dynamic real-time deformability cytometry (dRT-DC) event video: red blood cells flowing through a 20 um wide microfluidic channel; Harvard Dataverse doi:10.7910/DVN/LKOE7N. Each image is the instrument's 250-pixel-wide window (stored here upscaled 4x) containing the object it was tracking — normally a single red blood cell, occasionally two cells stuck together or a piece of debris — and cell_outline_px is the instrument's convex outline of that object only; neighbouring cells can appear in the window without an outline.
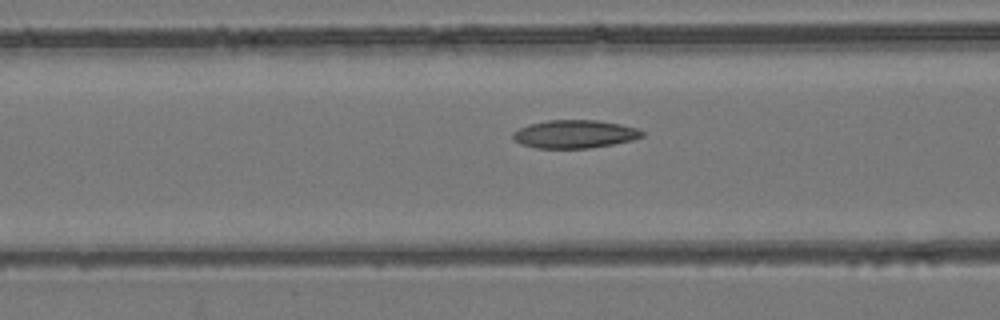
{"species": "common noctule bat (a hibernating species)", "species_latin": "Nyctalus noctula", "temperature_condition": "room temperature", "stored_images_in_passage": 42, "camera_frame_rate_fps": 3000, "um_per_image_px": 0.085, "animal": {"sex": "female", "body_mass_g": 24.6, "forearm_length_mm": 56.2}, "frame": {"image": 1, "passage_image": 10, "time_ms": 3.0, "image_size_px": [1000, 320], "cell_outline_px": [[644, 136], [632, 140], [612, 144], [588, 148], [536, 148], [520, 144], [512, 140], [512, 132], [528, 124], [548, 120], [596, 120], [620, 124], [636, 128], [644, 132]], "centroid_in_image_um": [48.8, 11.4], "position_along_channel_um": 117.8, "area_um2": 21.21}}
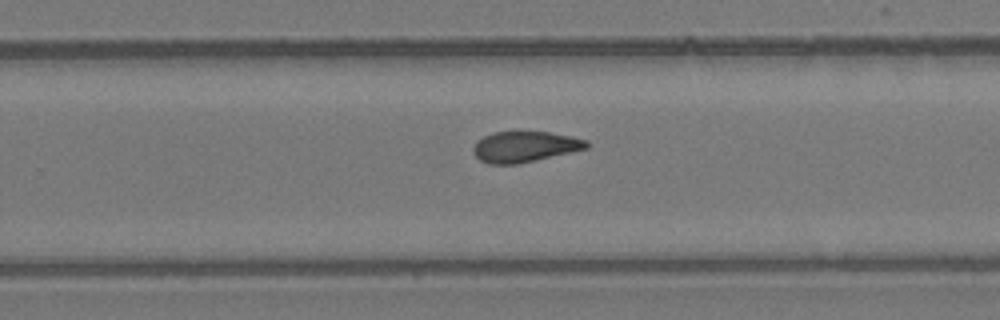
{"frame": {"image": 2, "passage_image": 23, "time_ms": 7.333, "image_size_px": [1000, 320], "cell_outline_px": [[588, 148], [516, 164], [488, 164], [480, 160], [472, 152], [472, 148], [484, 136], [492, 132], [548, 132], [572, 136], [588, 140]], "centroid_in_image_um": [44.6, 12.47], "position_along_channel_um": 285.2, "area_um2": 20.06}}
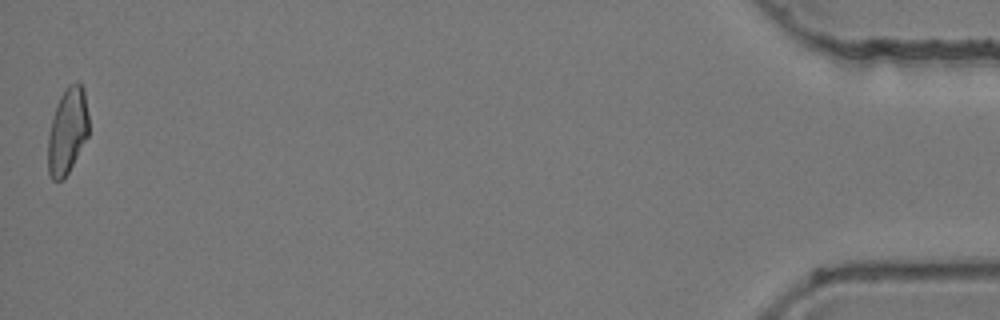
{"frame": {"image": 3, "passage_image": 42, "time_ms": 13.667, "image_size_px": [1000, 320], "cell_outline_px": [[88, 136], [68, 172], [60, 180], [52, 180], [48, 172], [48, 136], [52, 120], [60, 96], [68, 84], [76, 80], [84, 88], [88, 116]], "centroid_in_image_um": [5.74, 11.1], "position_along_channel_um": 429.5, "area_um2": 20.23}, "authors_computed_cell_mechanics": {"area_um2": 20.7791, "velocity_mm_per_s": 3.8695, "shape_relaxation_time_tau1_ms": null, "shape_relaxation_time_tau2_ms": 4.302, "deformation_change_tau1": null, "deformation_change_tau2": 0.1111}}